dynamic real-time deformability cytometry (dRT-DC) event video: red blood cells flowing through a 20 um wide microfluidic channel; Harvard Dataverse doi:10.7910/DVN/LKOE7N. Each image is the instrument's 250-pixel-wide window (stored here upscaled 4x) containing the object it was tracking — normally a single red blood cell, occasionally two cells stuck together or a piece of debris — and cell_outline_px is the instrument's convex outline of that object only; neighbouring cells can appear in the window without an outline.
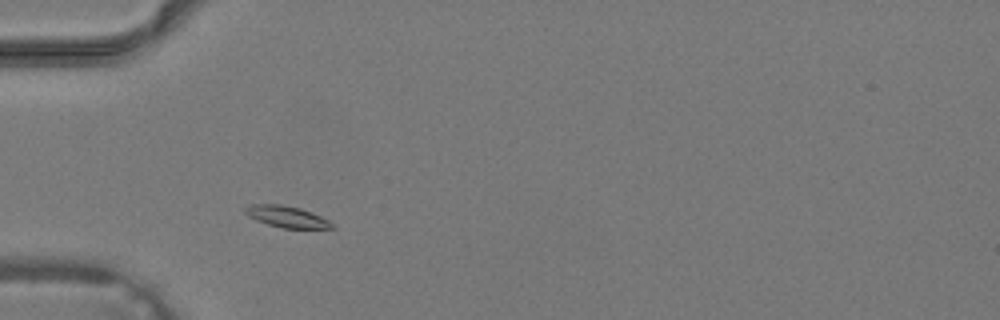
{"species": "common noctule bat (a hibernating species)", "species_latin": "Nyctalus noctula", "temperature_condition": "warm", "stored_images_in_passage": 31, "camera_frame_rate_fps": 3000, "um_per_image_px": 0.085, "animal": {"sex": "male", "body_mass_g": 19.2, "forearm_length_mm": 51.8}, "frame": {"image": 1, "passage_image": 4, "time_ms": 1.0, "image_size_px": [1000, 320], "cell_outline_px": [[336, 228], [280, 228], [256, 220], [248, 216], [244, 212], [244, 208], [252, 204], [280, 204], [300, 208], [312, 212], [328, 220]], "centroid_in_image_um": [24.35, 18.41], "position_along_channel_um": 60.7, "area_um2": 10.81}}
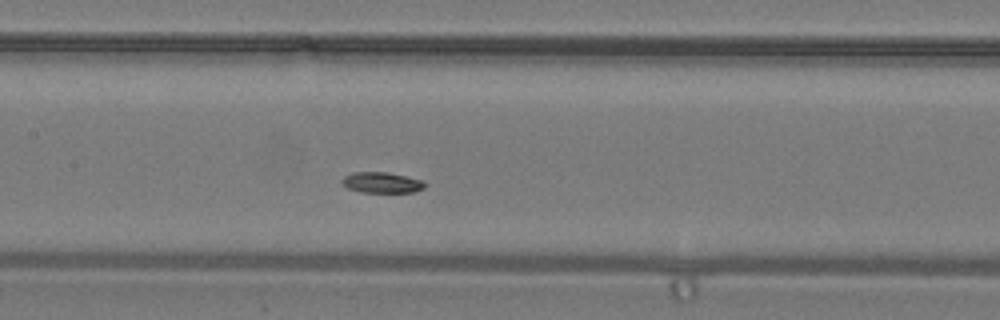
{"frame": {"image": 2, "passage_image": 11, "time_ms": 3.333, "image_size_px": [1000, 320], "cell_outline_px": [[424, 188], [412, 192], [360, 192], [348, 188], [340, 180], [344, 176], [352, 172], [388, 172], [424, 180]], "centroid_in_image_um": [32.44, 15.51], "position_along_channel_um": 175.0, "area_um2": 10.0}}
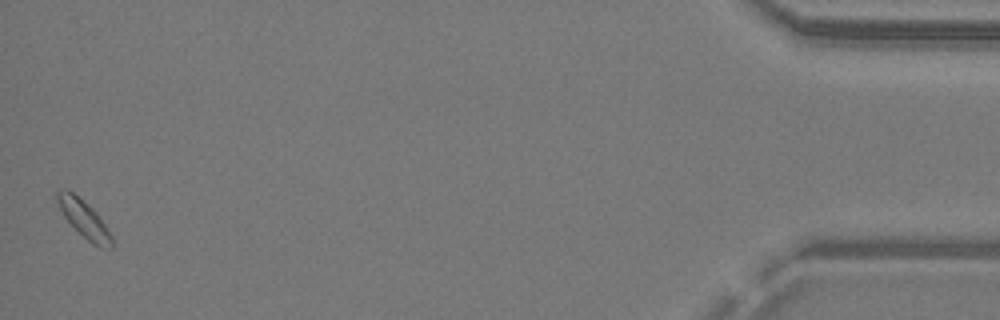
{"frame": {"image": 3, "passage_image": 31, "time_ms": 10.0, "image_size_px": [1000, 320], "cell_outline_px": [[112, 248], [100, 248], [92, 244], [64, 216], [56, 200], [56, 192], [60, 188], [68, 188], [88, 204], [96, 212], [112, 236]], "centroid_in_image_um": [7.13, 18.56], "position_along_channel_um": 428.1, "area_um2": 11.68}}